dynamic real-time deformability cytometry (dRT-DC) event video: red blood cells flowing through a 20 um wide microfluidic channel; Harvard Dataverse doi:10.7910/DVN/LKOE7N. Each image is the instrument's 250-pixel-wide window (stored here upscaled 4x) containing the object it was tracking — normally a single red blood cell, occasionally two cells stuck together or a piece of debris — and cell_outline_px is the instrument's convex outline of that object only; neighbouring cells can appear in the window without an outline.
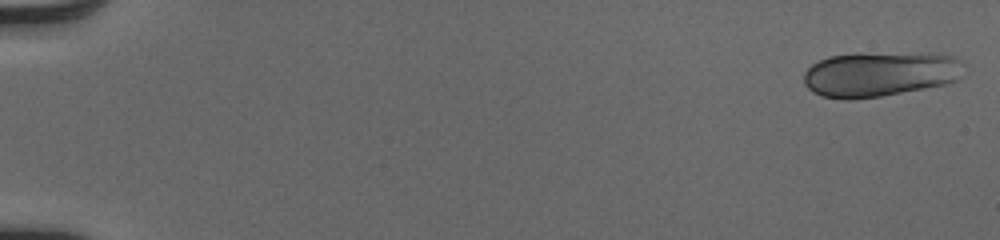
{"species": "human", "species_latin": "Homo sapiens", "temperature_condition": "cold", "stored_images_in_passage": 50, "camera_frame_rate_fps": 3000, "um_per_image_px": 0.085, "donor": {"sex": "male"}, "frame": {"image": 1, "passage_image": 1, "time_ms": 0.0, "image_size_px": [1000, 240], "cell_outline_px": [[960, 76], [956, 80], [948, 84], [880, 96], [852, 100], [844, 100], [820, 96], [812, 92], [804, 84], [804, 72], [812, 64], [828, 56], [856, 52], [928, 52], [956, 56], [960, 60]], "centroid_in_image_um": [74.76, 6.27], "position_along_channel_um": 10.2, "area_um2": 42.89}}
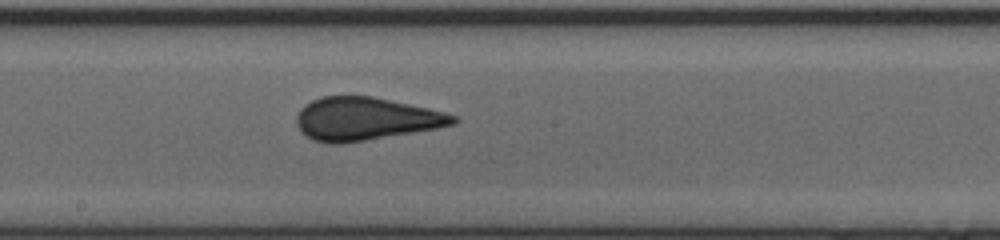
{"frame": {"image": 2, "passage_image": 29, "time_ms": 9.333, "image_size_px": [1000, 240], "cell_outline_px": [[460, 120], [456, 124], [436, 128], [344, 144], [328, 144], [312, 140], [304, 136], [300, 132], [296, 124], [296, 116], [300, 108], [304, 104], [312, 100], [324, 96], [372, 96], [428, 108], [444, 112], [456, 116]], "centroid_in_image_um": [31.02, 10.11], "position_along_channel_um": 217.2, "area_um2": 39.48}}
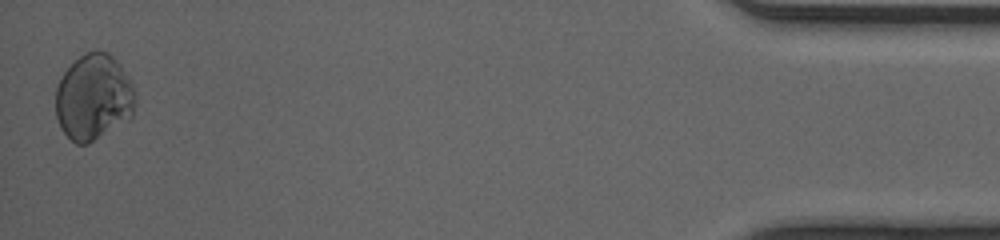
{"frame": {"image": 3, "passage_image": 50, "time_ms": 16.333, "image_size_px": [1000, 240], "cell_outline_px": [[136, 104], [132, 116], [128, 120], [88, 144], [76, 144], [60, 128], [56, 116], [56, 88], [64, 72], [84, 52], [96, 48], [100, 48], [108, 52], [120, 64], [128, 76], [136, 92]], "centroid_in_image_um": [7.98, 8.24], "position_along_channel_um": 427.2, "area_um2": 40.34}}